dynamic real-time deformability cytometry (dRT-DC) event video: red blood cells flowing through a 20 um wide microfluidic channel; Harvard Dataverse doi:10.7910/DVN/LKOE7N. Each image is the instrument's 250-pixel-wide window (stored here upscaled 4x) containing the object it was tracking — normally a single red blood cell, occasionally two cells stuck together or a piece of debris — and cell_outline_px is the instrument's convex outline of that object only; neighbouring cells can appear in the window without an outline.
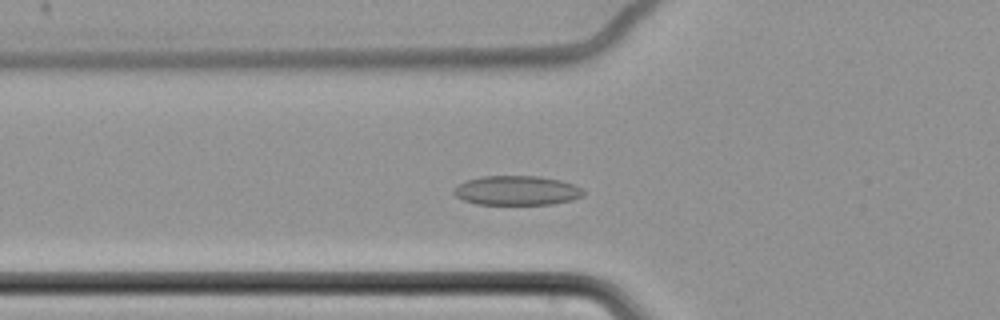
{"species": "common noctule bat (a hibernating species)", "species_latin": "Nyctalus noctula", "temperature_condition": "cold", "stored_images_in_passage": 59, "camera_frame_rate_fps": 3000, "um_per_image_px": 0.085, "animal": {"sex": "female", "body_mass_g": 22.7, "forearm_length_mm": 54.2}, "frame": {"image": 1, "passage_image": 21, "time_ms": 6.667, "image_size_px": [1000, 320], "cell_outline_px": [[584, 196], [572, 200], [552, 204], [476, 204], [464, 200], [456, 196], [452, 192], [464, 180], [480, 176], [540, 176], [560, 180], [576, 184], [584, 192]], "centroid_in_image_um": [43.95, 16.18], "position_along_channel_um": 81.9, "area_um2": 22.31}}
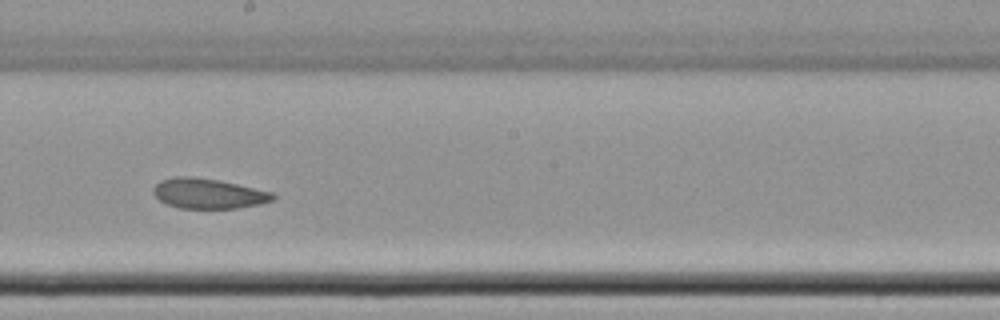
{"frame": {"image": 2, "passage_image": 34, "time_ms": 11.0, "image_size_px": [1000, 320], "cell_outline_px": [[276, 196], [272, 200], [260, 204], [236, 208], [180, 208], [168, 204], [160, 200], [152, 192], [152, 188], [160, 180], [172, 176], [196, 176], [236, 184], [272, 192]], "centroid_in_image_um": [17.66, 16.44], "position_along_channel_um": 230.5, "area_um2": 20.87}}
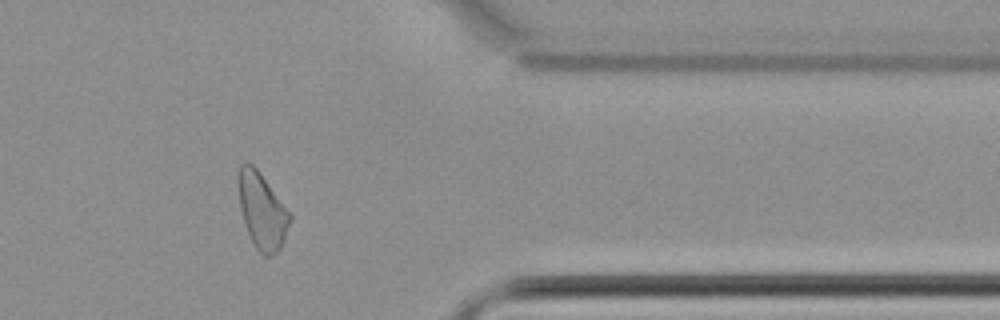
{"frame": {"image": 3, "passage_image": 49, "time_ms": 16.0, "image_size_px": [1000, 320], "cell_outline_px": [[292, 220], [280, 248], [272, 256], [264, 256], [252, 244], [240, 208], [236, 184], [236, 172], [240, 164], [252, 164], [260, 172], [292, 216]], "centroid_in_image_um": [22.24, 17.9], "position_along_channel_um": 389.2, "area_um2": 22.95}, "authors_computed_cell_mechanics": {"area_um2": 22.9466, "velocity_mm_per_s": 3.4499, "shape_relaxation_time_tau1_ms": null, "shape_relaxation_time_tau2_ms": 4.4256, "deformation_change_tau1": null, "deformation_change_tau2": 0.0819}}